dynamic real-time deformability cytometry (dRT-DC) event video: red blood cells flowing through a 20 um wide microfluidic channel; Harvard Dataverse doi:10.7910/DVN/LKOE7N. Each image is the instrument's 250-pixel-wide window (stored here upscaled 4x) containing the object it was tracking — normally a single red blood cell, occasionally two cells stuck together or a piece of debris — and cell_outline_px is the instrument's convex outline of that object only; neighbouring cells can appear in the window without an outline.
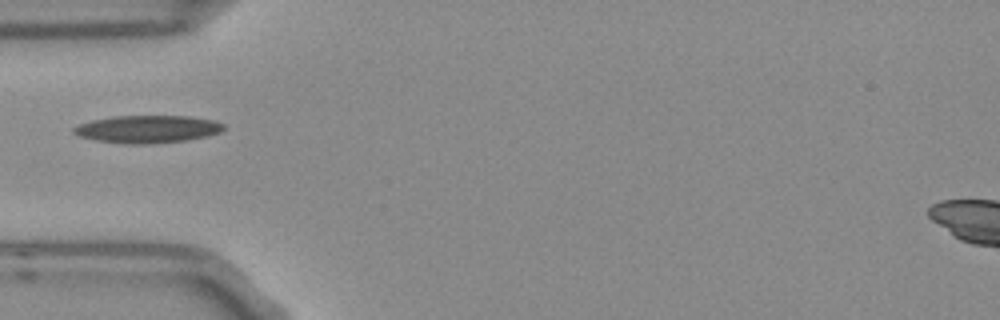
{"species": "Egyptian fruit bat (a non-hibernating species)", "species_latin": "Rousettus aegyptiacus", "temperature_condition": "room temperature", "stored_images_in_passage": 5, "camera_frame_rate_fps": 3000, "um_per_image_px": 0.085, "frame": {"image": 1, "passage_image": 4, "time_ms": 1.0, "image_size_px": [1000, 320], "cell_outline_px": [[224, 128], [220, 132], [208, 136], [188, 140], [140, 144], [128, 144], [96, 140], [80, 136], [72, 132], [72, 128], [80, 124], [92, 120], [112, 116], [192, 116], [216, 120], [224, 124]], "centroid_in_image_um": [12.57, 10.96], "position_along_channel_um": 72.4, "area_um2": 24.1}}
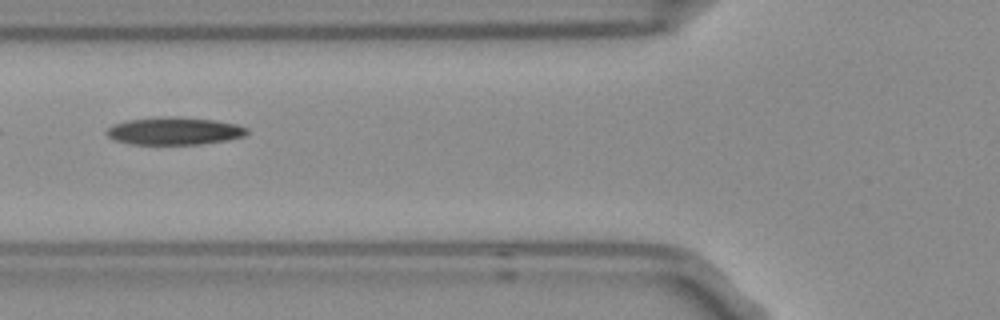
{"frame": {"image": 2, "passage_image": 5, "time_ms": 1.333, "image_size_px": [1000, 320], "cell_outline_px": [[248, 132], [244, 136], [224, 140], [200, 144], [132, 144], [116, 140], [108, 136], [104, 132], [108, 128], [116, 124], [128, 120], [164, 116], [176, 116], [216, 120], [236, 124], [248, 128]], "centroid_in_image_um": [14.83, 11.12], "position_along_channel_um": 111.0, "area_um2": 22.43}}